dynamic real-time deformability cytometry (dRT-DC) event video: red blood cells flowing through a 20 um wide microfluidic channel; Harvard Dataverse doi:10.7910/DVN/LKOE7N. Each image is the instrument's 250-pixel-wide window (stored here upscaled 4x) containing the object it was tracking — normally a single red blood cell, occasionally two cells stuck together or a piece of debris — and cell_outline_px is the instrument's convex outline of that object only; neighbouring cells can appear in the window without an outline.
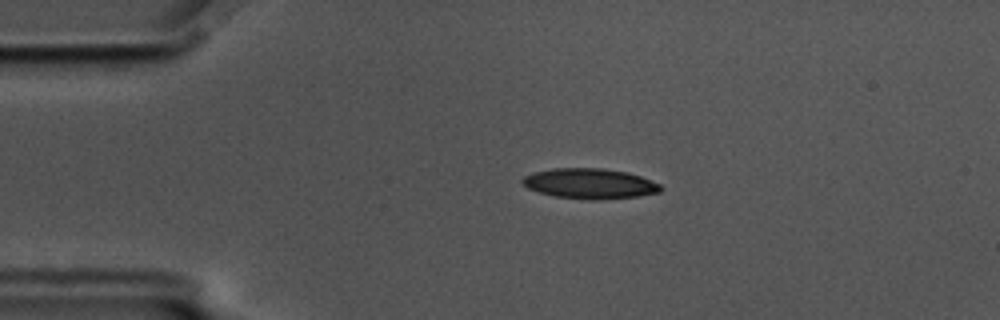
{"species": "common noctule bat (a hibernating species)", "species_latin": "Nyctalus noctula", "temperature_condition": "cold", "stored_images_in_passage": 56, "camera_frame_rate_fps": 3000, "um_per_image_px": 0.085, "animal": {"sex": "male", "body_mass_g": 17.5, "forearm_length_mm": 52.3}, "frame": {"image": 1, "passage_image": 11, "time_ms": 3.333, "image_size_px": [1000, 320], "cell_outline_px": [[664, 188], [660, 192], [636, 196], [596, 200], [592, 200], [552, 196], [528, 188], [520, 180], [524, 176], [536, 172], [552, 168], [604, 168], [628, 172], [640, 176], [660, 184]], "centroid_in_image_um": [50.14, 15.6], "position_along_channel_um": 34.9, "area_um2": 24.33}}
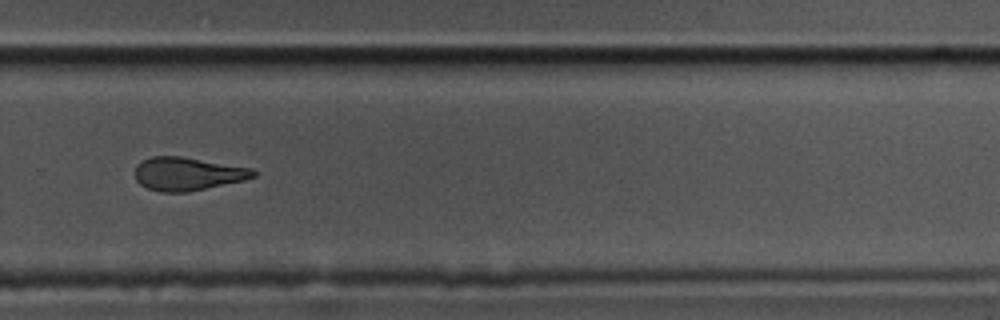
{"frame": {"image": 2, "passage_image": 38, "time_ms": 12.333, "image_size_px": [1000, 320], "cell_outline_px": [[256, 176], [244, 180], [188, 192], [160, 192], [148, 188], [140, 184], [136, 180], [136, 164], [152, 156], [180, 156], [252, 168], [256, 172]], "centroid_in_image_um": [15.94, 14.78], "position_along_channel_um": 313.9, "area_um2": 22.77}}
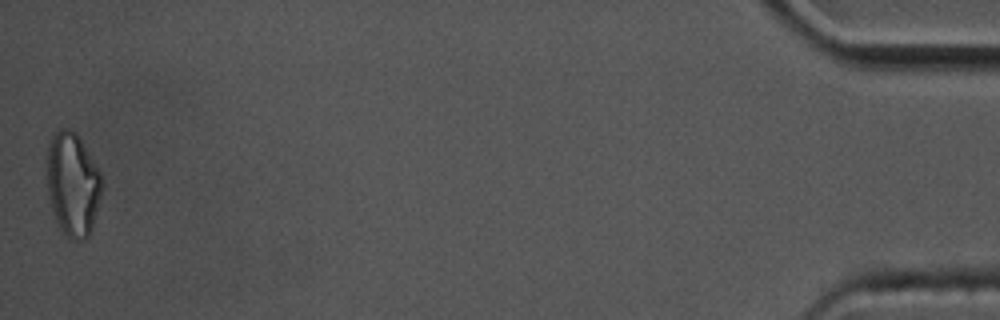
{"frame": {"image": 3, "passage_image": 56, "time_ms": 18.333, "image_size_px": [1000, 320], "cell_outline_px": [[104, 184], [92, 228], [88, 236], [84, 240], [68, 240], [60, 228], [56, 220], [48, 196], [44, 160], [48, 144], [52, 136], [60, 128], [68, 128], [76, 132], [80, 136], [100, 172]], "centroid_in_image_um": [6.16, 15.63], "position_along_channel_um": 429.0, "area_um2": 34.1}, "authors_computed_cell_mechanics": {"area_um2": 24.1893, "velocity_mm_per_s": 3.5064, "shape_relaxation_time_tau1_ms": 5.1815, "shape_relaxation_time_tau2_ms": 4.9151, "deformation_change_tau1": 0.1589, "deformation_change_tau2": 0.1375}}